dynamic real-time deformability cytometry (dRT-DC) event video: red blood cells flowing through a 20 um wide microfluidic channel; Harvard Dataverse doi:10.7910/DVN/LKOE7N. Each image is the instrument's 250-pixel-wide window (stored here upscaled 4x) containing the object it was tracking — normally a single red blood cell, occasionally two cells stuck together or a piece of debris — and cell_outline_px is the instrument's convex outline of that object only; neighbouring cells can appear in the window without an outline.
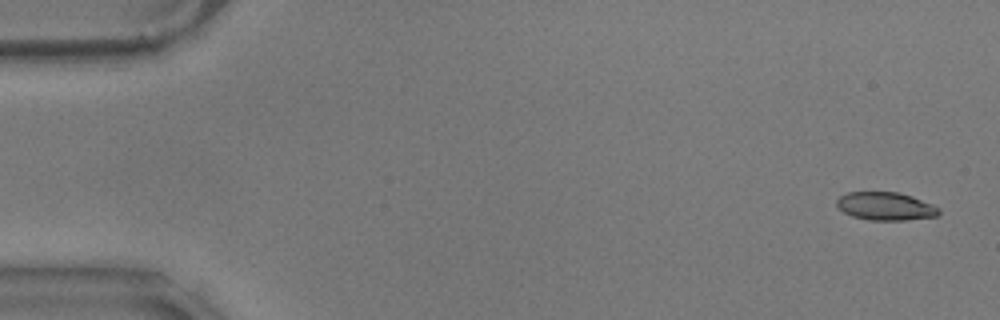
{"species": "common noctule bat (a hibernating species)", "species_latin": "Nyctalus noctula", "temperature_condition": "warm", "stored_images_in_passage": 57, "camera_frame_rate_fps": 3000, "um_per_image_px": 0.085, "animal": {"sex": "male", "body_mass_g": 17.9}, "frame": {"image": 1, "passage_image": 2, "time_ms": 0.333, "image_size_px": [1000, 320], "cell_outline_px": [[940, 212], [936, 216], [908, 220], [868, 220], [852, 216], [844, 212], [836, 204], [836, 200], [840, 196], [848, 192], [896, 192], [912, 196], [932, 204], [940, 208]], "centroid_in_image_um": [75.28, 17.53], "position_along_channel_um": 9.7, "area_um2": 16.7}}
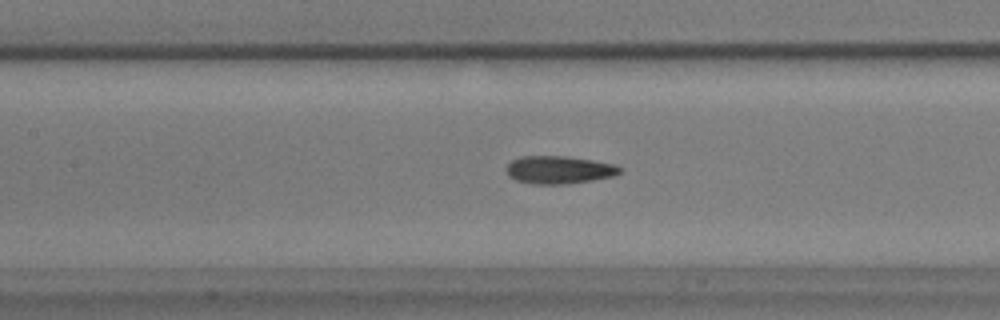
{"frame": {"image": 2, "passage_image": 26, "time_ms": 8.333, "image_size_px": [1000, 320], "cell_outline_px": [[620, 172], [612, 176], [592, 180], [568, 184], [532, 184], [516, 180], [508, 176], [508, 164], [512, 160], [520, 156], [564, 156], [592, 160], [616, 164], [620, 168]], "centroid_in_image_um": [47.5, 14.43], "position_along_channel_um": 159.9, "area_um2": 18.26}}
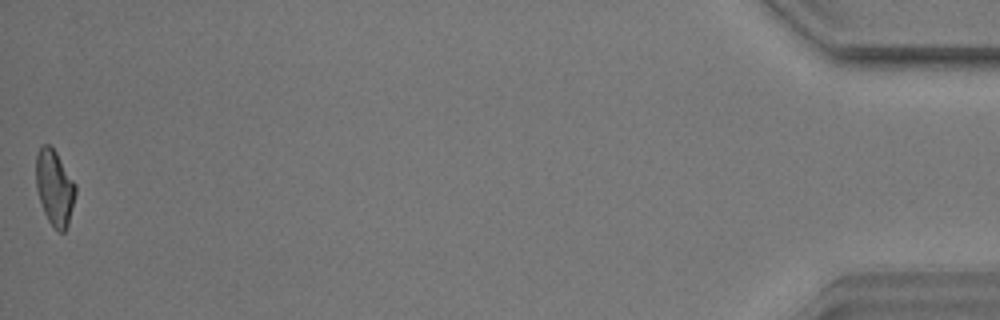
{"frame": {"image": 3, "passage_image": 57, "time_ms": 18.667, "image_size_px": [1000, 320], "cell_outline_px": [[76, 192], [68, 224], [64, 232], [60, 232], [48, 220], [44, 212], [36, 188], [36, 152], [40, 144], [48, 144], [56, 152], [76, 184]], "centroid_in_image_um": [4.63, 15.9], "position_along_channel_um": 430.6, "area_um2": 17.28}, "authors_computed_cell_mechanics": {"area_um2": 17.918, "velocity_mm_per_s": 3.5341, "shape_relaxation_time_tau1_ms": 6.36, "shape_relaxation_time_tau2_ms": 2.5888, "deformation_change_tau1": 0.1867, "deformation_change_tau2": 0.1027}}